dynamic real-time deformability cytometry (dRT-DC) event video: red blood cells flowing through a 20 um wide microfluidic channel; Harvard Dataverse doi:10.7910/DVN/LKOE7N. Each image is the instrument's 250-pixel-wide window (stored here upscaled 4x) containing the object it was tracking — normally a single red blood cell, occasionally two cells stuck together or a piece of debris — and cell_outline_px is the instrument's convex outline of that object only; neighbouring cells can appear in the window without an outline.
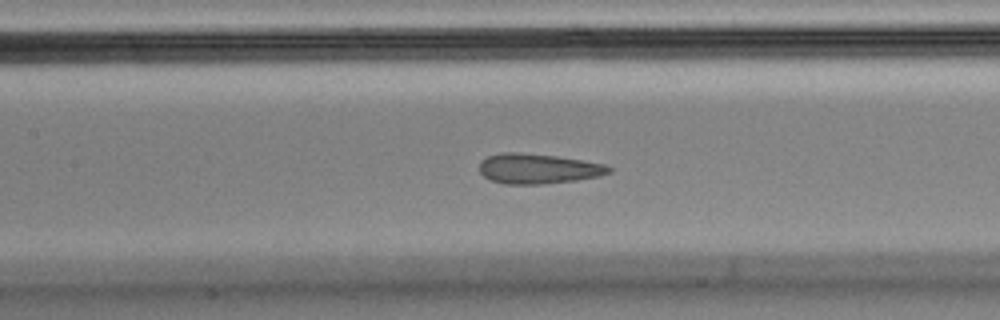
{"species": "Egyptian fruit bat (a non-hibernating species)", "species_latin": "Rousettus aegyptiacus", "temperature_condition": "cold", "stored_images_in_passage": 42, "camera_frame_rate_fps": 3000, "um_per_image_px": 0.085, "animal": {"sex": "male"}, "frame": {"image": 1, "passage_image": 12, "time_ms": 3.667, "image_size_px": [1000, 320], "cell_outline_px": [[612, 172], [600, 176], [576, 180], [544, 184], [504, 184], [492, 180], [484, 176], [480, 172], [480, 160], [488, 156], [500, 152], [520, 152], [556, 156], [604, 164], [612, 168]], "centroid_in_image_um": [45.73, 14.33], "position_along_channel_um": 161.7, "area_um2": 22.72}}
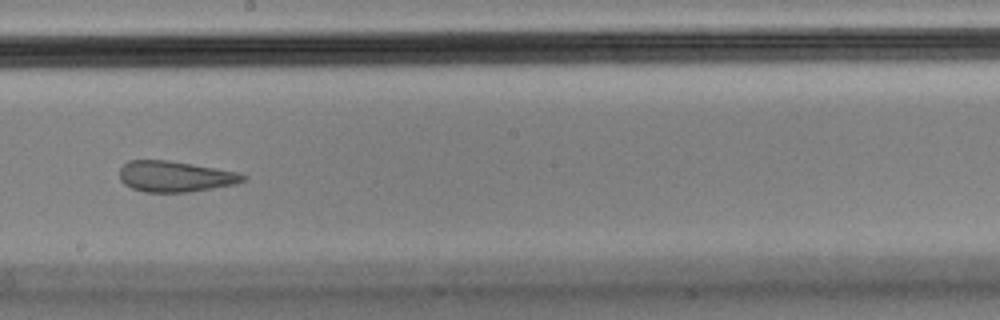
{"frame": {"image": 2, "passage_image": 18, "time_ms": 5.667, "image_size_px": [1000, 320], "cell_outline_px": [[248, 176], [244, 180], [236, 184], [188, 192], [144, 192], [132, 188], [124, 184], [120, 180], [120, 168], [128, 160], [168, 160], [240, 172]], "centroid_in_image_um": [14.89, 15.0], "position_along_channel_um": 233.3, "area_um2": 22.25}}
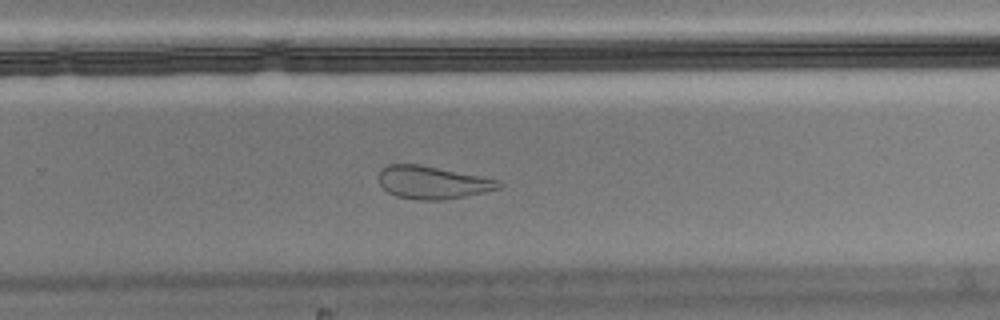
{"frame": {"image": 3, "passage_image": 23, "time_ms": 7.333, "image_size_px": [1000, 320], "cell_outline_px": [[504, 184], [500, 188], [464, 196], [444, 200], [420, 200], [396, 196], [388, 192], [380, 184], [380, 172], [388, 164], [420, 164], [500, 180]], "centroid_in_image_um": [36.79, 15.51], "position_along_channel_um": 293.0, "area_um2": 22.72}, "authors_computed_cell_mechanics": {"area_um2": 23.698, "velocity_mm_per_s": 3.5916, "shape_relaxation_time_tau1_ms": null, "shape_relaxation_time_tau2_ms": 1.1672, "deformation_change_tau1": null, "deformation_change_tau2": 0.0995}}